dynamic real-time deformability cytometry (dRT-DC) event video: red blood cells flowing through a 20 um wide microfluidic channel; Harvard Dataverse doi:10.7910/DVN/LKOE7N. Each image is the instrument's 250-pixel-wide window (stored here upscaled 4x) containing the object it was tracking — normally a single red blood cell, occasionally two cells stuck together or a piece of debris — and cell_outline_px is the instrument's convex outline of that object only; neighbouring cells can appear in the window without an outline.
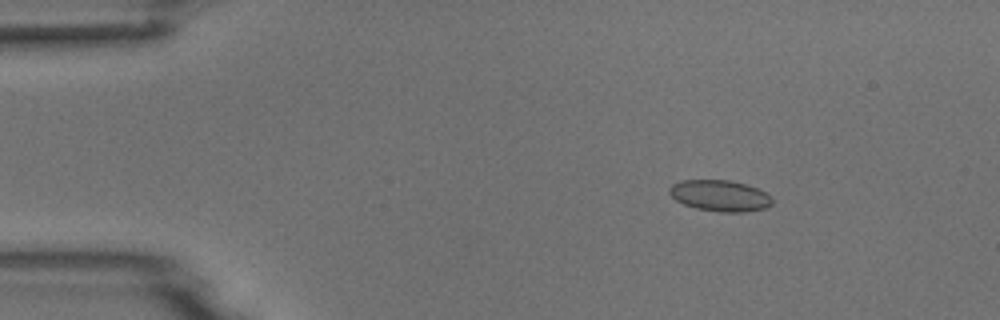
{"species": "common noctule bat (a hibernating species)", "species_latin": "Nyctalus noctula", "temperature_condition": "room temperature", "stored_images_in_passage": 5, "camera_frame_rate_fps": 3000, "um_per_image_px": 0.085, "animal": {"sex": "male", "body_mass_g": 18.8}, "frame": {"image": 1, "passage_image": 2, "time_ms": 2.0, "image_size_px": [1000, 320], "cell_outline_px": [[772, 204], [764, 208], [744, 212], [724, 212], [696, 208], [684, 204], [676, 200], [668, 192], [668, 188], [672, 184], [680, 180], [728, 180], [744, 184], [756, 188], [772, 196]], "centroid_in_image_um": [61.17, 16.63], "position_along_channel_um": 23.8, "area_um2": 18.55}}